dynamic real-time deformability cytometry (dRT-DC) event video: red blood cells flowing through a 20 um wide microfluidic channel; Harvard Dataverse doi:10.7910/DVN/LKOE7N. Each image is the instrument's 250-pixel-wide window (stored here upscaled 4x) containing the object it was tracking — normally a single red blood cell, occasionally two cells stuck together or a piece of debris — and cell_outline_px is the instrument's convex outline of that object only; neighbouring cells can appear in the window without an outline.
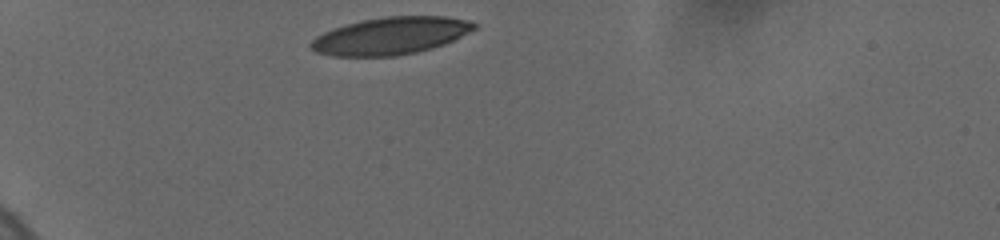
{"species": "human", "species_latin": "Homo sapiens", "temperature_condition": "cold", "stored_images_in_passage": 3, "camera_frame_rate_fps": 3000, "um_per_image_px": 0.085, "donor": {"sex": "female"}, "frame": {"image": 1, "passage_image": 1, "time_ms": 0.0, "image_size_px": [1000, 240], "cell_outline_px": [[476, 28], [444, 44], [432, 48], [416, 52], [396, 56], [332, 56], [316, 52], [308, 44], [316, 36], [332, 28], [344, 24], [360, 20], [384, 16], [444, 16], [472, 20], [476, 24]], "centroid_in_image_um": [33.18, 3.03], "position_along_channel_um": 51.8, "area_um2": 35.66}}
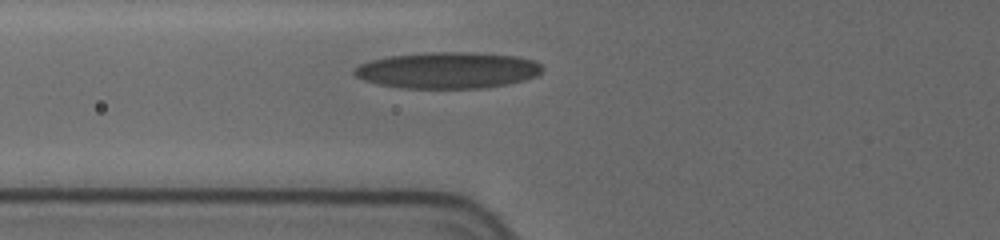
{"frame": {"image": 2, "passage_image": 3, "time_ms": 2.0, "image_size_px": [1000, 240], "cell_outline_px": [[544, 68], [536, 76], [524, 80], [484, 88], [400, 88], [380, 84], [364, 80], [356, 76], [352, 72], [352, 68], [360, 64], [372, 60], [388, 56], [432, 52], [476, 52], [516, 56], [532, 60], [540, 64]], "centroid_in_image_um": [38.04, 5.97], "position_along_channel_um": 87.8, "area_um2": 39.77}}